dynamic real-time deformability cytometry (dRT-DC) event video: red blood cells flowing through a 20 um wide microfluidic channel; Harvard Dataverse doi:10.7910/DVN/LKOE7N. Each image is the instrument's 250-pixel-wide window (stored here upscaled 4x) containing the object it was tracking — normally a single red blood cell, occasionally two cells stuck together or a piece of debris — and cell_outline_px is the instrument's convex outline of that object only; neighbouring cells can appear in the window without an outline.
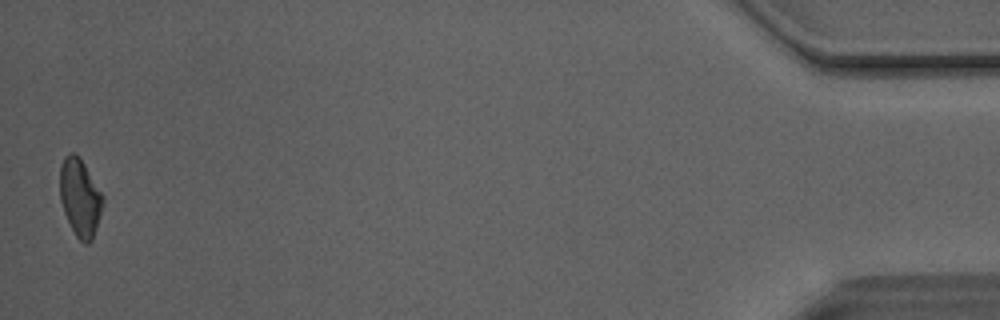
{"species": "Egyptian fruit bat (a non-hibernating species)", "species_latin": "Rousettus aegyptiacus", "temperature_condition": "room temperature", "stored_images_in_passage": 39, "camera_frame_rate_fps": 3000, "um_per_image_px": 0.085, "animal": {"sex": "male"}, "frame": {"image": 1, "passage_image": 39, "time_ms": 12.667, "image_size_px": [1000, 320], "cell_outline_px": [[104, 200], [100, 216], [92, 240], [88, 244], [84, 244], [76, 236], [64, 212], [60, 200], [60, 164], [64, 156], [68, 152], [72, 152], [84, 164], [104, 196]], "centroid_in_image_um": [6.8, 16.8], "position_along_channel_um": 428.4, "area_um2": 19.31}, "authors_computed_cell_mechanics": {"area_um2": 20.0566, "velocity_mm_per_s": 4.1322, "shape_relaxation_time_tau1_ms": 8.7657, "shape_relaxation_time_tau2_ms": 4.2036, "deformation_change_tau1": 0.1581, "deformation_change_tau2": 0.1146}}